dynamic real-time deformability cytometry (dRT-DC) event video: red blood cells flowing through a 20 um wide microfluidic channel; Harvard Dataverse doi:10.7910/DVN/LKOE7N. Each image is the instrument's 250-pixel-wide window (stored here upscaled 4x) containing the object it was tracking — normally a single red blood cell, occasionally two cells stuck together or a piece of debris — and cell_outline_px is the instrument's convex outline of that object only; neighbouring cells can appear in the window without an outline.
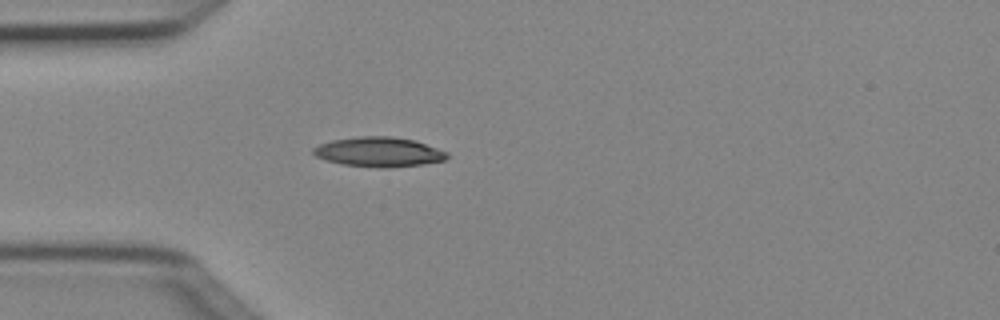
{"species": "Egyptian fruit bat (a non-hibernating species)", "species_latin": "Rousettus aegyptiacus", "temperature_condition": "cold", "stored_images_in_passage": 2, "camera_frame_rate_fps": 3000, "um_per_image_px": 0.085, "animal": {"sex": "female"}, "frame": {"image": 1, "passage_image": 2, "time_ms": 0.333, "image_size_px": [1000, 320], "cell_outline_px": [[448, 156], [444, 160], [424, 164], [384, 168], [380, 168], [344, 164], [324, 160], [316, 156], [312, 152], [312, 148], [320, 144], [332, 140], [356, 136], [392, 136], [416, 140], [448, 152]], "centroid_in_image_um": [32.2, 12.9], "position_along_channel_um": 52.8, "area_um2": 23.24}}